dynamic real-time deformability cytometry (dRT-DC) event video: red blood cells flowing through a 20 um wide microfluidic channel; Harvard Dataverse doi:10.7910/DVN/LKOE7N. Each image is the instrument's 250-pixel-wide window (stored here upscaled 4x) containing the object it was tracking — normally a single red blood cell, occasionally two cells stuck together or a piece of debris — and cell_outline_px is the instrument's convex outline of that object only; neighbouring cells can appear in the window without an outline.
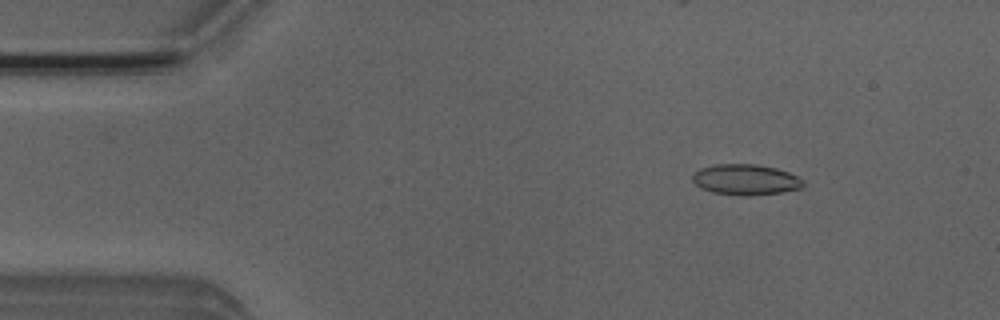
{"species": "Egyptian fruit bat (a non-hibernating species)", "species_latin": "Rousettus aegyptiacus", "temperature_condition": "room temperature", "stored_images_in_passage": 4, "camera_frame_rate_fps": 3000, "um_per_image_px": 0.085, "animal": {"sex": "male"}, "frame": {"image": 1, "passage_image": 2, "time_ms": 1.0, "image_size_px": [1000, 320], "cell_outline_px": [[804, 184], [800, 188], [780, 192], [752, 196], [744, 196], [712, 192], [700, 188], [692, 180], [692, 176], [700, 168], [716, 164], [756, 164], [776, 168], [788, 172], [804, 180]], "centroid_in_image_um": [63.37, 15.27], "position_along_channel_um": 21.6, "area_um2": 19.77}}